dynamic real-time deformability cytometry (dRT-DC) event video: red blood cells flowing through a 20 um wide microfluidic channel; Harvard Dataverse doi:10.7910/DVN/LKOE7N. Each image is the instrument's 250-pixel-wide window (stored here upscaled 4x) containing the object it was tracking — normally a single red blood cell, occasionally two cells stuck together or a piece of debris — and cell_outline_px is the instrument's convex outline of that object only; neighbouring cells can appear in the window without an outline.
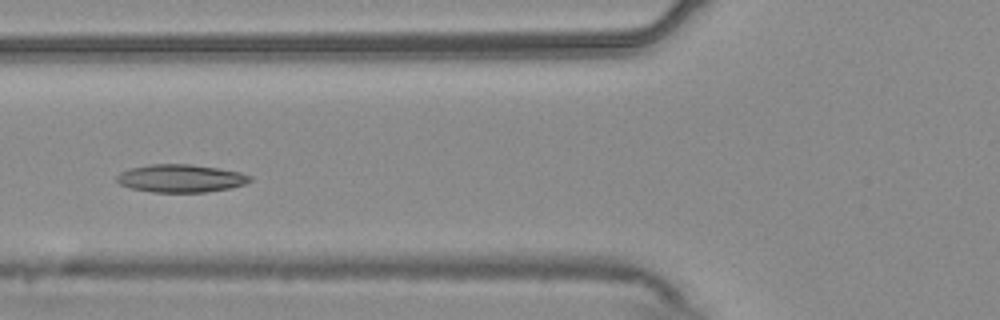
{"species": "common noctule bat (a hibernating species)", "species_latin": "Nyctalus noctula", "temperature_condition": "warm", "stored_images_in_passage": 52, "camera_frame_rate_fps": 3000, "um_per_image_px": 0.085, "animal": {"sex": "male", "body_mass_g": 20.4}, "frame": {"image": 1, "passage_image": 19, "time_ms": 6.0, "image_size_px": [1000, 320], "cell_outline_px": [[252, 180], [244, 184], [228, 188], [204, 192], [152, 192], [132, 188], [120, 184], [116, 180], [116, 176], [120, 172], [128, 168], [148, 164], [192, 164], [240, 172], [252, 176]], "centroid_in_image_um": [15.33, 15.15], "position_along_channel_um": 110.5, "area_um2": 21.62}}
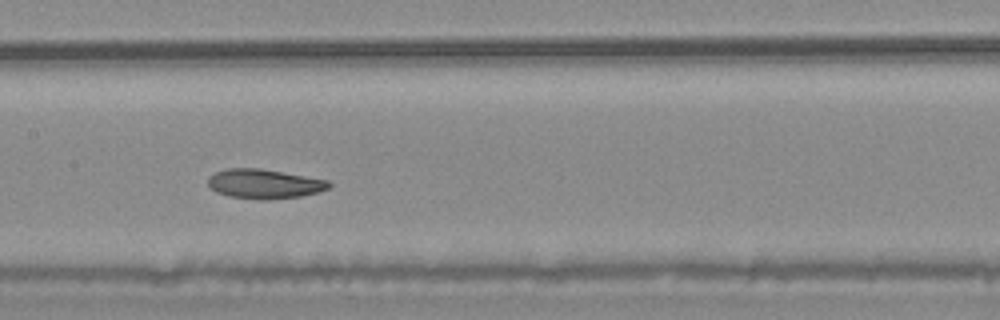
{"frame": {"image": 2, "passage_image": 25, "time_ms": 8.0, "image_size_px": [1000, 320], "cell_outline_px": [[332, 184], [328, 188], [320, 192], [304, 196], [268, 200], [260, 200], [228, 196], [216, 192], [208, 184], [208, 176], [212, 172], [228, 168], [260, 168], [328, 180]], "centroid_in_image_um": [22.46, 15.63], "position_along_channel_um": 184.9, "area_um2": 21.04}}
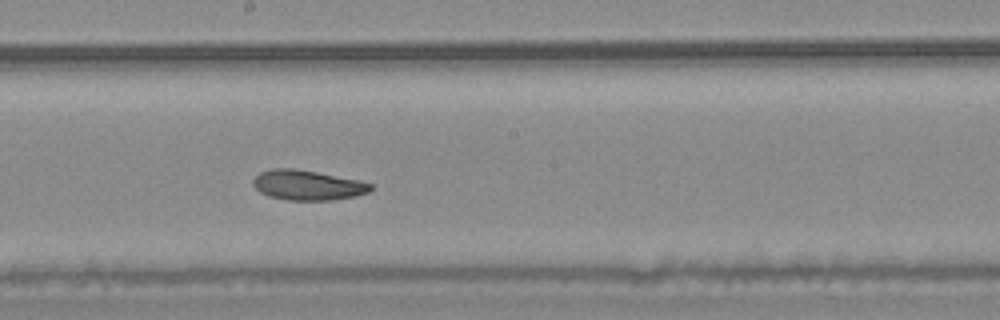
{"frame": {"image": 3, "passage_image": 28, "time_ms": 9.0, "image_size_px": [1000, 320], "cell_outline_px": [[372, 188], [368, 192], [356, 196], [332, 200], [288, 200], [268, 196], [260, 192], [252, 184], [252, 180], [260, 172], [272, 168], [292, 168], [316, 172], [360, 180], [372, 184]], "centroid_in_image_um": [26.13, 15.74], "position_along_channel_um": 222.1, "area_um2": 20.52}, "authors_computed_cell_mechanics": {"area_um2": 22.3975, "velocity_mm_per_s": 3.7177, "shape_relaxation_time_tau1_ms": 4.5957, "shape_relaxation_time_tau2_ms": 8.8291, "deformation_change_tau1": 0.1045, "deformation_change_tau2": 0.1493}}